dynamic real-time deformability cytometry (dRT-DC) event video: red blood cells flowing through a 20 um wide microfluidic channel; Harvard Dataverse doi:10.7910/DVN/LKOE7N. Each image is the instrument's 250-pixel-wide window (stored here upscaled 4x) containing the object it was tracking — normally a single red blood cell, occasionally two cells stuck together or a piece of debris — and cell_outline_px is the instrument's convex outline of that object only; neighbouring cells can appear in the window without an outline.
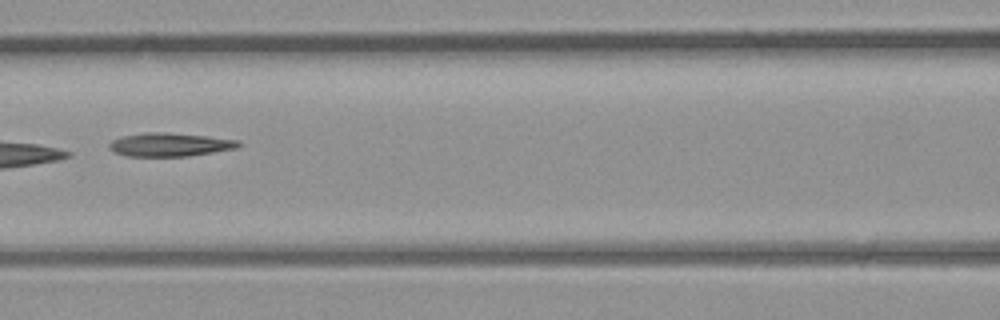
{"species": "common noctule bat (a hibernating species)", "species_latin": "Nyctalus noctula", "temperature_condition": "room temperature", "stored_images_in_passage": 6, "camera_frame_rate_fps": 3000, "um_per_image_px": 0.085, "animal": {"sex": "male", "body_mass_g": 23.1, "forearm_length_mm": 52.7}, "frame": {"image": 1, "passage_image": 6, "time_ms": 5.667, "image_size_px": [1000, 320], "cell_outline_px": [[244, 144], [236, 148], [188, 156], [128, 156], [112, 152], [108, 148], [108, 144], [112, 140], [120, 136], [144, 132], [168, 132], [208, 136], [240, 140]], "centroid_in_image_um": [14.41, 12.28], "position_along_channel_um": 152.2, "area_um2": 17.98}}